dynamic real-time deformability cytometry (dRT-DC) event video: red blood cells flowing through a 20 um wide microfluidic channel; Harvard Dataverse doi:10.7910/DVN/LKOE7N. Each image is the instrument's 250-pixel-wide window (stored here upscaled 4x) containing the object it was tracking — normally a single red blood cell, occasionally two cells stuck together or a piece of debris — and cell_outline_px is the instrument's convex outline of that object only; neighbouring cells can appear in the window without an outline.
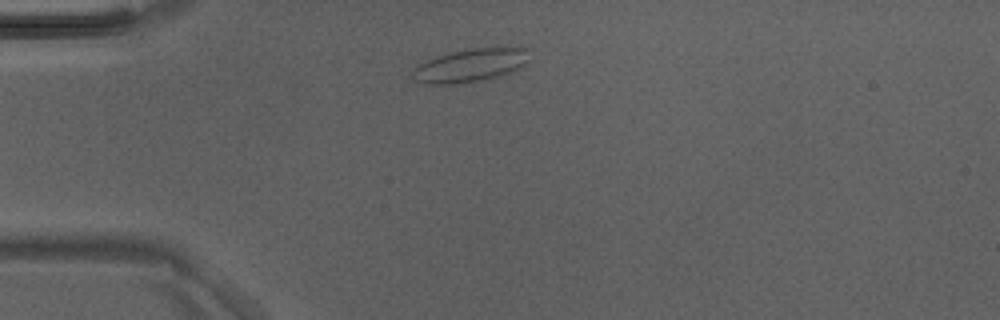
{"species": "Egyptian fruit bat (a non-hibernating species)", "species_latin": "Rousettus aegyptiacus", "temperature_condition": "room temperature", "stored_images_in_passage": 6, "camera_frame_rate_fps": 3000, "um_per_image_px": 0.085, "animal": {"sex": "male"}, "frame": {"image": 1, "passage_image": 6, "time_ms": 1.667, "image_size_px": [1000, 320], "cell_outline_px": [[532, 60], [520, 68], [512, 72], [500, 76], [484, 80], [452, 84], [428, 84], [416, 80], [412, 72], [412, 68], [436, 56], [452, 52], [472, 48], [528, 48]], "centroid_in_image_um": [40.05, 5.56], "position_along_channel_um": 44.9, "area_um2": 22.66}}